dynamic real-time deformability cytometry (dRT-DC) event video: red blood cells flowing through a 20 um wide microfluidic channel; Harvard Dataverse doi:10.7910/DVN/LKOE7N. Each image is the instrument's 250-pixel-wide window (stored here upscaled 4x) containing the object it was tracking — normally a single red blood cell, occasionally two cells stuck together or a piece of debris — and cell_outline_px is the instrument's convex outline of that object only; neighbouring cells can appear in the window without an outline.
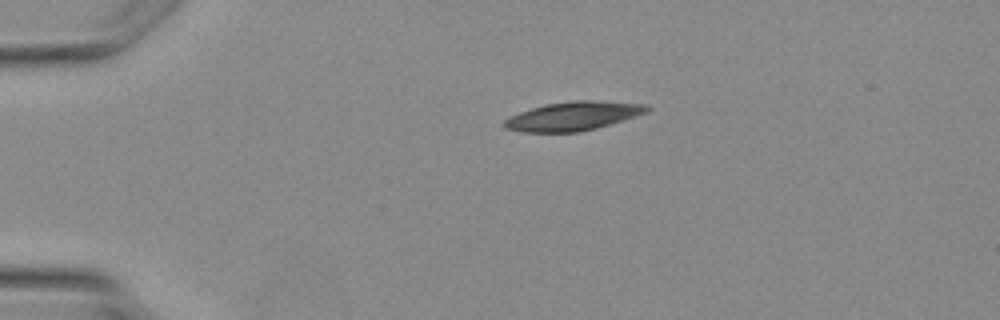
{"species": "Egyptian fruit bat (a non-hibernating species)", "species_latin": "Rousettus aegyptiacus", "temperature_condition": "warm", "stored_images_in_passage": 4, "camera_frame_rate_fps": 3000, "um_per_image_px": 0.085, "animal": {"sex": "female"}, "frame": {"image": 1, "passage_image": 4, "time_ms": 4.667, "image_size_px": [1000, 320], "cell_outline_px": [[652, 108], [648, 112], [596, 128], [576, 132], [524, 132], [504, 128], [500, 124], [504, 120], [520, 112], [532, 108], [548, 104], [576, 100], [592, 100], [648, 104]], "centroid_in_image_um": [48.73, 9.86], "position_along_channel_um": 36.3, "area_um2": 23.81}}